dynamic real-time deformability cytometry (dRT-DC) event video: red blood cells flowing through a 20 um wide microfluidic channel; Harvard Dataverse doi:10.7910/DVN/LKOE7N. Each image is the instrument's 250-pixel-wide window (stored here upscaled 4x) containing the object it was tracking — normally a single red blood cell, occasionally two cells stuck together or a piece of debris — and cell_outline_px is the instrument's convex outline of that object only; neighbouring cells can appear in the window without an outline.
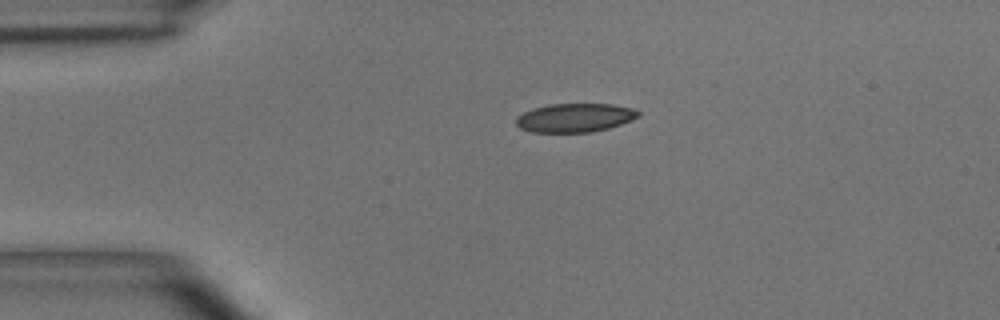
{"species": "common noctule bat (a hibernating species)", "species_latin": "Nyctalus noctula", "temperature_condition": "room temperature", "stored_images_in_passage": 43, "camera_frame_rate_fps": 3000, "um_per_image_px": 0.085, "animal": {"sex": "male", "body_mass_g": 15.6}, "frame": {"image": 1, "passage_image": 1, "time_ms": 0.0, "image_size_px": [1000, 320], "cell_outline_px": [[640, 116], [632, 120], [608, 128], [592, 132], [532, 132], [520, 128], [516, 124], [516, 116], [532, 108], [548, 104], [612, 104], [632, 108], [640, 112]], "centroid_in_image_um": [48.85, 10.0], "position_along_channel_um": 36.1, "area_um2": 20.52}}
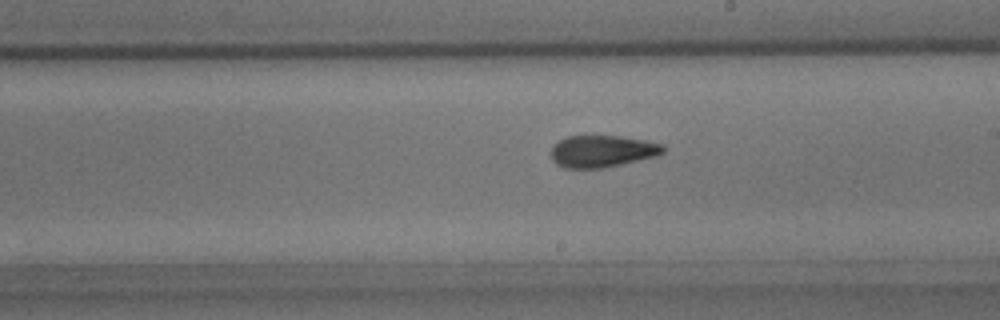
{"frame": {"image": 2, "passage_image": 20, "time_ms": 6.333, "image_size_px": [1000, 320], "cell_outline_px": [[668, 148], [664, 152], [656, 156], [604, 168], [564, 168], [556, 164], [552, 160], [552, 144], [568, 136], [620, 136], [648, 140], [664, 144]], "centroid_in_image_um": [51.23, 12.85], "position_along_channel_um": 237.8, "area_um2": 21.1}}
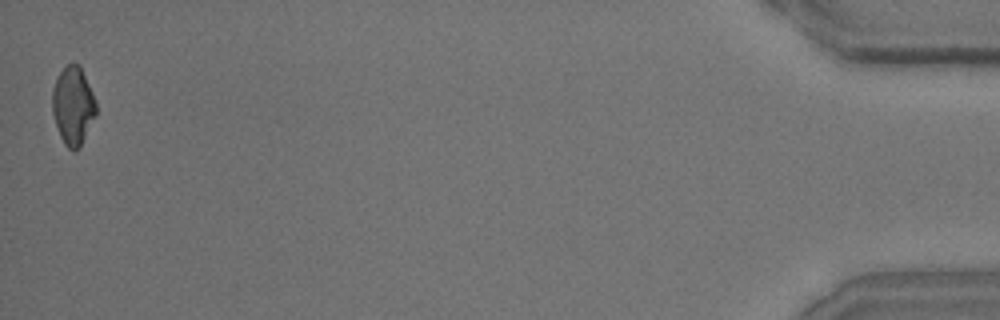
{"frame": {"image": 3, "passage_image": 43, "time_ms": 14.0, "image_size_px": [1000, 320], "cell_outline_px": [[96, 116], [80, 148], [76, 152], [72, 152], [64, 144], [60, 136], [52, 112], [52, 92], [56, 80], [60, 72], [68, 64], [80, 64], [92, 92], [96, 104]], "centroid_in_image_um": [6.22, 9.04], "position_along_channel_um": 429.0, "area_um2": 20.0}, "authors_computed_cell_mechanics": {"area_um2": 20.9814, "velocity_mm_per_s": 3.6916, "shape_relaxation_time_tau1_ms": 6.9505, "shape_relaxation_time_tau2_ms": 2.0966, "deformation_change_tau1": 0.1668, "deformation_change_tau2": 0.088}}